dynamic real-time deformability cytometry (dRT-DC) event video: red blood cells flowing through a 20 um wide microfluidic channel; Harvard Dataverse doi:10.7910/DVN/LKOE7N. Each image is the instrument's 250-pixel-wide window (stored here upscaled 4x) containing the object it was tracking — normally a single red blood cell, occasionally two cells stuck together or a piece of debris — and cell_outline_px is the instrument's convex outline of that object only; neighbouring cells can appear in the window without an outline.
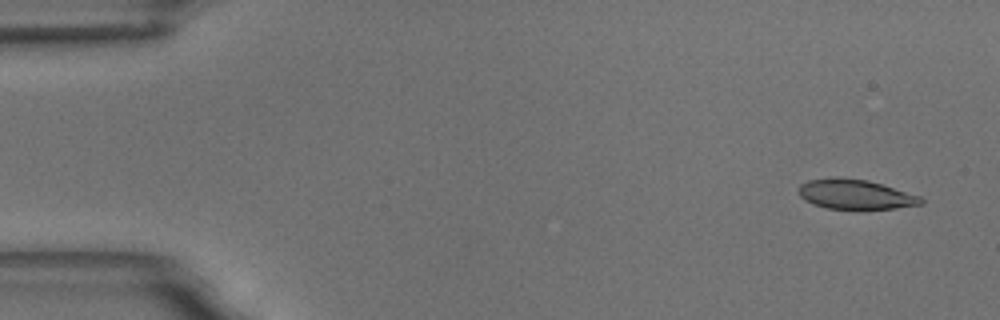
{"species": "common noctule bat (a hibernating species)", "species_latin": "Nyctalus noctula", "temperature_condition": "room temperature", "stored_images_in_passage": 5, "camera_frame_rate_fps": 3000, "um_per_image_px": 0.085, "animal": {"sex": "male", "body_mass_g": 18.8}, "frame": {"image": 1, "passage_image": 1, "time_ms": 0.0, "image_size_px": [1000, 320], "cell_outline_px": [[924, 204], [896, 208], [860, 212], [856, 212], [828, 208], [812, 204], [804, 200], [800, 196], [800, 184], [808, 180], [832, 176], [840, 176], [868, 180], [920, 196], [924, 200]], "centroid_in_image_um": [72.71, 16.55], "position_along_channel_um": 12.3, "area_um2": 22.2}}
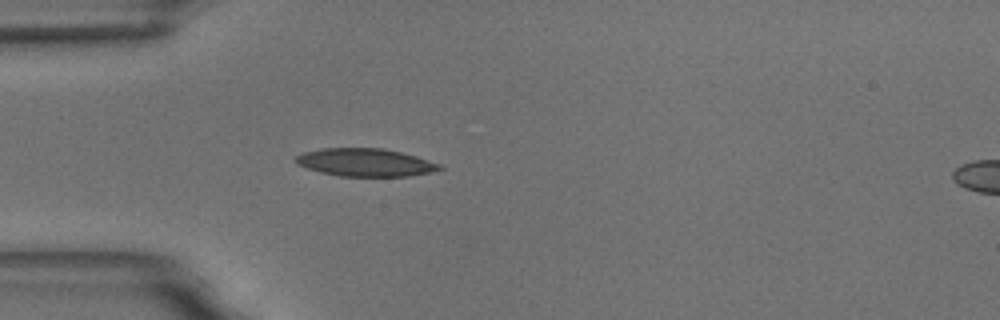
{"frame": {"image": 2, "passage_image": 5, "time_ms": 4.333, "image_size_px": [1000, 320], "cell_outline_px": [[444, 168], [432, 172], [408, 176], [340, 176], [320, 172], [296, 164], [296, 156], [304, 152], [324, 148], [384, 148], [416, 156], [440, 164]], "centroid_in_image_um": [31.07, 13.8], "position_along_channel_um": 53.9, "area_um2": 23.24}}